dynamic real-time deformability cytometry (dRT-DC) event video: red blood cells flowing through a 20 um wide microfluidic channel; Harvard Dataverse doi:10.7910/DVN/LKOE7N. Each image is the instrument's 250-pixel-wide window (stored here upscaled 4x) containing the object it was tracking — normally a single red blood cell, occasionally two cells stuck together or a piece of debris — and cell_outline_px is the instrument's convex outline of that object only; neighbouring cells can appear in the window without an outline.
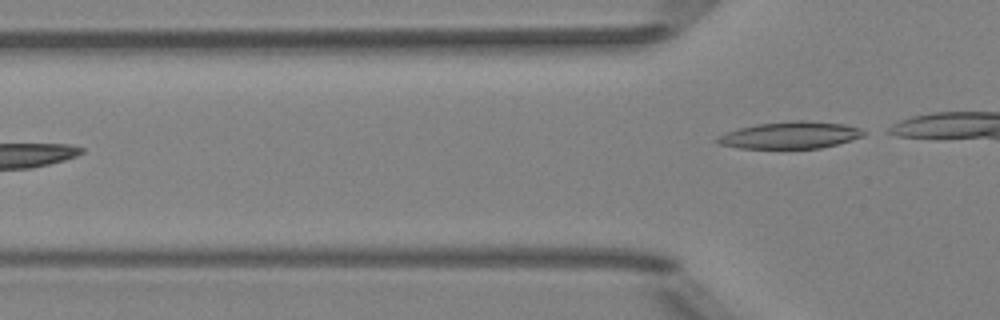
{"species": "Egyptian fruit bat (a non-hibernating species)", "species_latin": "Rousettus aegyptiacus", "temperature_condition": "room temperature", "stored_images_in_passage": 3, "camera_frame_rate_fps": 3000, "um_per_image_px": 0.085, "animal": {"sex": "female"}, "frame": {"image": 1, "passage_image": 3, "time_ms": 3.0, "image_size_px": [1000, 320], "cell_outline_px": [[868, 132], [864, 136], [852, 140], [820, 148], [740, 148], [720, 144], [712, 140], [728, 132], [740, 128], [756, 124], [792, 120], [804, 120], [844, 124], [860, 128]], "centroid_in_image_um": [67.21, 11.48], "position_along_channel_um": 58.6, "area_um2": 22.95}}